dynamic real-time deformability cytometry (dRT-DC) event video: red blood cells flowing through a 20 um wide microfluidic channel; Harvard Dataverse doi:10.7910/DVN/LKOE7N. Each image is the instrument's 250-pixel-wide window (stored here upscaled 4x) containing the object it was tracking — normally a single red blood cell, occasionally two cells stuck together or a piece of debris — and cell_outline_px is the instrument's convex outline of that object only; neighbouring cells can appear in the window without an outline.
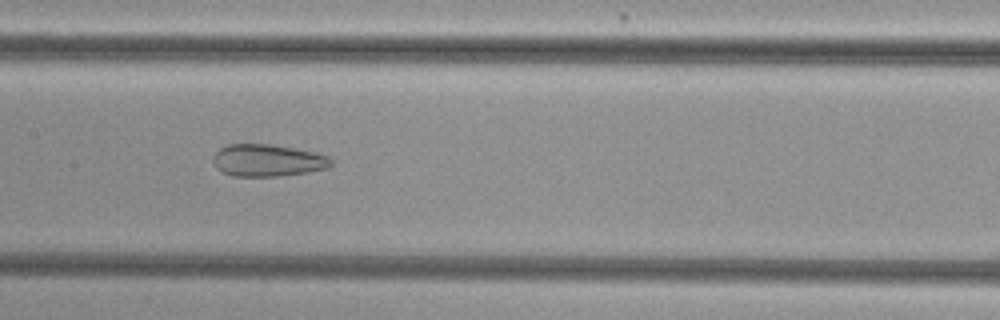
{"species": "common noctule bat (a hibernating species)", "species_latin": "Nyctalus noctula", "temperature_condition": "cold", "stored_images_in_passage": 44, "camera_frame_rate_fps": 3000, "um_per_image_px": 0.085, "animal": {"sex": "female", "body_mass_g": 29.2, "forearm_length_mm": 56.3}, "frame": {"image": 1, "passage_image": 17, "time_ms": 5.333, "image_size_px": [1000, 320], "cell_outline_px": [[332, 164], [328, 168], [308, 172], [280, 176], [232, 176], [216, 168], [212, 160], [212, 156], [220, 148], [228, 144], [272, 144], [316, 152], [328, 156], [332, 160]], "centroid_in_image_um": [22.75, 13.63], "position_along_channel_um": 184.7, "area_um2": 22.25}}
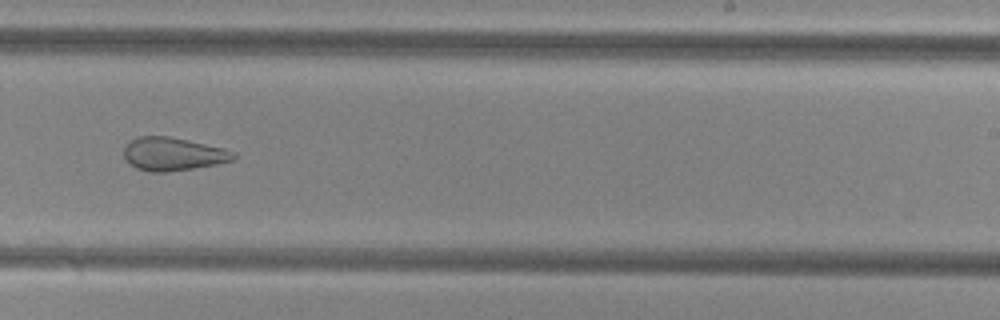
{"frame": {"image": 2, "passage_image": 24, "time_ms": 7.667, "image_size_px": [1000, 320], "cell_outline_px": [[236, 156], [232, 160], [216, 164], [192, 168], [164, 172], [152, 172], [136, 168], [124, 156], [124, 148], [132, 140], [140, 136], [168, 136], [188, 140], [224, 148], [236, 152]], "centroid_in_image_um": [14.73, 13.08], "position_along_channel_um": 274.3, "area_um2": 20.87}}
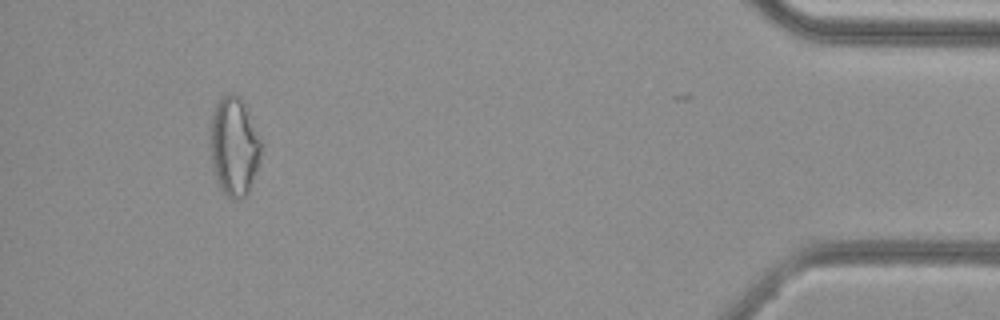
{"frame": {"image": 3, "passage_image": 40, "time_ms": 13.0, "image_size_px": [1000, 320], "cell_outline_px": [[264, 140], [256, 172], [248, 192], [240, 200], [232, 200], [220, 188], [212, 168], [208, 136], [212, 116], [216, 100], [232, 92], [240, 96]], "centroid_in_image_um": [19.9, 12.41], "position_along_channel_um": 415.3, "area_um2": 30.17}, "authors_computed_cell_mechanics": {"area_um2": 25.9811, "velocity_mm_per_s": 3.8545, "shape_relaxation_time_tau1_ms": null, "shape_relaxation_time_tau2_ms": 2.4826, "deformation_change_tau1": null, "deformation_change_tau2": 0.1143}}